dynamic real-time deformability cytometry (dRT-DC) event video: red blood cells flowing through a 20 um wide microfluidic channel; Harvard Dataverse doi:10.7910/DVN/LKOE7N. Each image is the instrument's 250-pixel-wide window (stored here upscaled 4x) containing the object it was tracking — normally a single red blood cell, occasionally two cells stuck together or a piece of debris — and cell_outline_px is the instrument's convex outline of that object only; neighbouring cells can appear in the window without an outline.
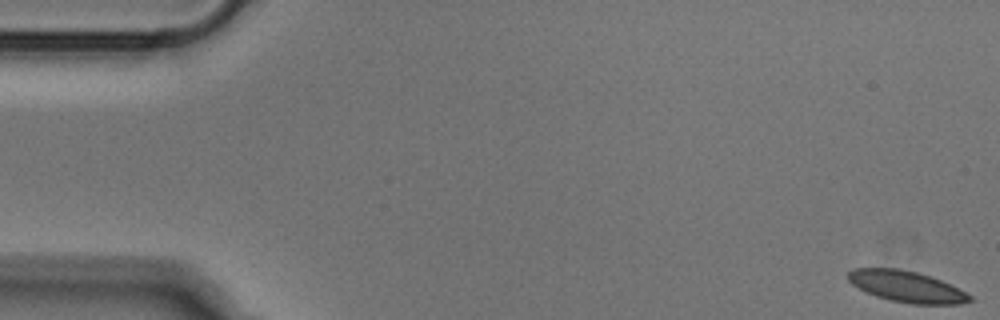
{"species": "Egyptian fruit bat (a non-hibernating species)", "species_latin": "Rousettus aegyptiacus", "temperature_condition": "cold", "stored_images_in_passage": 52, "camera_frame_rate_fps": 3000, "um_per_image_px": 0.085, "animal": {"sex": "male"}, "frame": {"image": 1, "passage_image": 1, "time_ms": 0.0, "image_size_px": [1000, 320], "cell_outline_px": [[972, 300], [960, 304], [912, 304], [892, 300], [876, 296], [852, 284], [848, 280], [848, 272], [852, 268], [896, 268], [916, 272], [940, 280], [972, 296]], "centroid_in_image_um": [77.03, 24.35], "position_along_channel_um": 8.0, "area_um2": 21.68}}
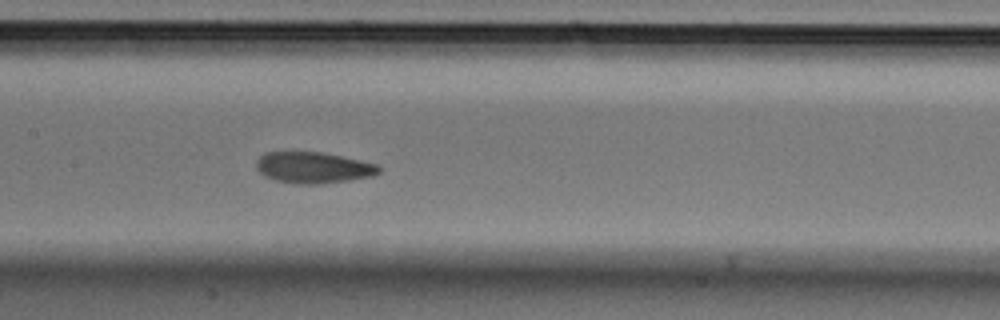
{"frame": {"image": 2, "passage_image": 25, "time_ms": 8.0, "image_size_px": [1000, 320], "cell_outline_px": [[380, 172], [372, 176], [348, 180], [320, 184], [296, 184], [276, 180], [264, 176], [256, 168], [256, 160], [264, 152], [324, 152], [380, 164]], "centroid_in_image_um": [26.64, 14.24], "position_along_channel_um": 180.8, "area_um2": 22.48}}
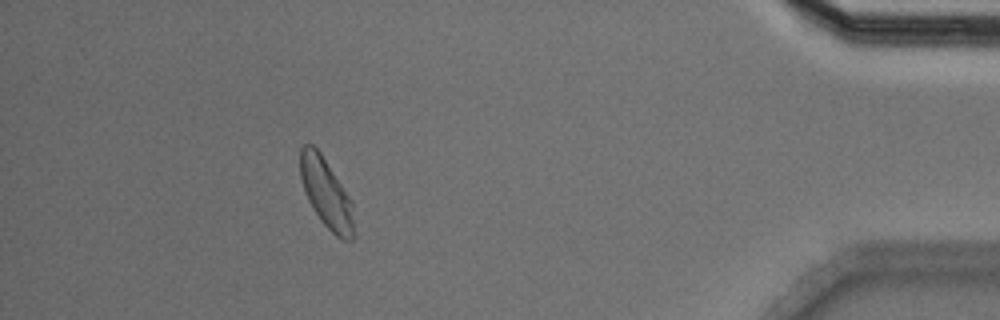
{"frame": {"image": 3, "passage_image": 47, "time_ms": 15.333, "image_size_px": [1000, 320], "cell_outline_px": [[352, 240], [344, 240], [336, 236], [320, 220], [312, 208], [304, 192], [300, 176], [300, 148], [304, 144], [312, 144], [320, 152], [352, 200]], "centroid_in_image_um": [27.69, 16.39], "position_along_channel_um": 407.5, "area_um2": 21.44}}